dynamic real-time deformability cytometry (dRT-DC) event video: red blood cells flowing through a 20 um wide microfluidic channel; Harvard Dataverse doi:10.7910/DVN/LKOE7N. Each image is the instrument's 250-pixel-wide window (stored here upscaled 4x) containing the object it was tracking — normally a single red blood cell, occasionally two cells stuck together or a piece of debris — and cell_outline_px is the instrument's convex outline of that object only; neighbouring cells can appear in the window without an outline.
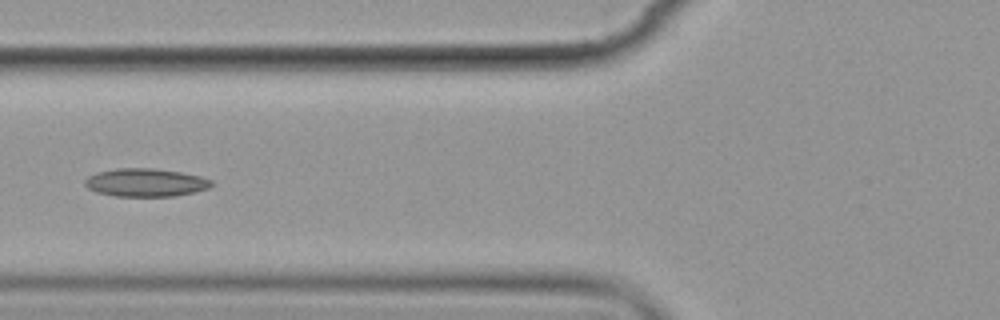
{"species": "common noctule bat (a hibernating species)", "species_latin": "Nyctalus noctula", "temperature_condition": "cold", "stored_images_in_passage": 7, "camera_frame_rate_fps": 3000, "um_per_image_px": 0.085, "animal": {"sex": "female", "body_mass_g": 19.9}, "frame": {"image": 1, "passage_image": 6, "time_ms": 5.667, "image_size_px": [1000, 320], "cell_outline_px": [[212, 184], [208, 188], [176, 196], [116, 196], [96, 192], [88, 188], [84, 184], [84, 180], [88, 176], [96, 172], [116, 168], [152, 168], [180, 172], [200, 176], [212, 180]], "centroid_in_image_um": [12.34, 15.51], "position_along_channel_um": 113.5, "area_um2": 20.69}}
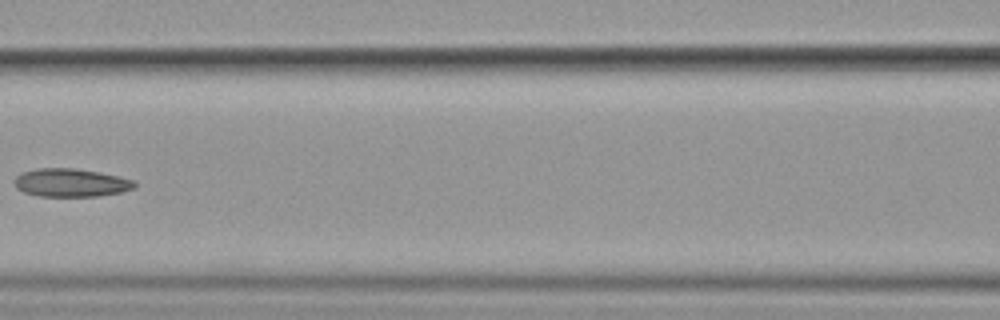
{"frame": {"image": 2, "passage_image": 7, "time_ms": 7.0, "image_size_px": [1000, 320], "cell_outline_px": [[136, 188], [120, 192], [96, 196], [40, 196], [24, 192], [16, 188], [12, 180], [16, 176], [24, 172], [36, 168], [76, 168], [100, 172], [136, 180]], "centroid_in_image_um": [6.03, 15.52], "position_along_channel_um": 160.6, "area_um2": 19.88}}